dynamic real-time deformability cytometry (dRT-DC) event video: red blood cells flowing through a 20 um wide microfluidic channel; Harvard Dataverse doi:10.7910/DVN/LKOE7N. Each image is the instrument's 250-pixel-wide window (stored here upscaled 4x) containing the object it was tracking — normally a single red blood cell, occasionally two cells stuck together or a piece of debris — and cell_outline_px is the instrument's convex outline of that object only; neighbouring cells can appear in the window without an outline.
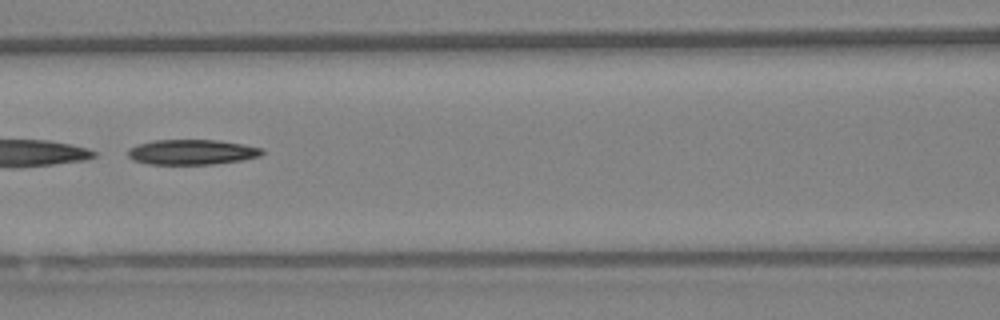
{"species": "Egyptian fruit bat (a non-hibernating species)", "species_latin": "Rousettus aegyptiacus", "temperature_condition": "warm", "stored_images_in_passage": 36, "segment_of_instrument_passage": [2, 2], "camera_frame_rate_fps": 3000, "um_per_image_px": 0.085, "animal": {"sex": "female"}, "frame": {"image": 1, "passage_image": 14, "time_ms": 4.333, "image_size_px": [1000, 320], "cell_outline_px": [[264, 152], [260, 156], [244, 160], [212, 164], [148, 164], [132, 160], [128, 156], [128, 148], [136, 144], [152, 140], [216, 140], [244, 144], [264, 148]], "centroid_in_image_um": [16.31, 12.92], "position_along_channel_um": 150.3, "area_um2": 19.88}}
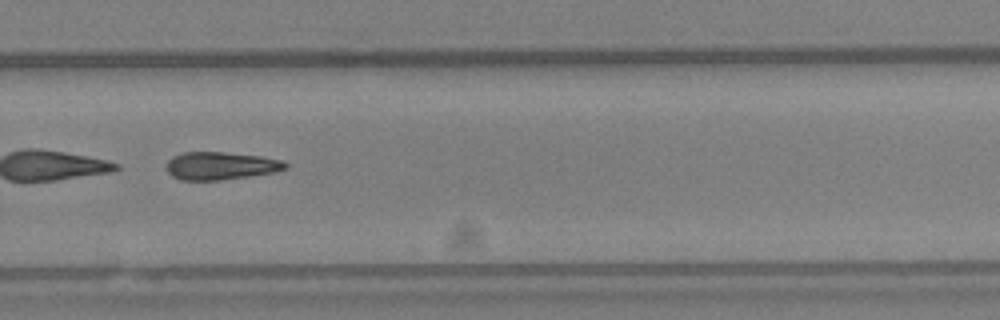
{"frame": {"image": 2, "passage_image": 24, "time_ms": 7.667, "image_size_px": [1000, 320], "cell_outline_px": [[288, 168], [272, 172], [248, 176], [220, 180], [180, 180], [172, 176], [168, 172], [168, 160], [172, 156], [184, 152], [224, 152], [260, 156], [284, 160], [288, 164]], "centroid_in_image_um": [18.77, 14.09], "position_along_channel_um": 311.0, "area_um2": 19.19}}